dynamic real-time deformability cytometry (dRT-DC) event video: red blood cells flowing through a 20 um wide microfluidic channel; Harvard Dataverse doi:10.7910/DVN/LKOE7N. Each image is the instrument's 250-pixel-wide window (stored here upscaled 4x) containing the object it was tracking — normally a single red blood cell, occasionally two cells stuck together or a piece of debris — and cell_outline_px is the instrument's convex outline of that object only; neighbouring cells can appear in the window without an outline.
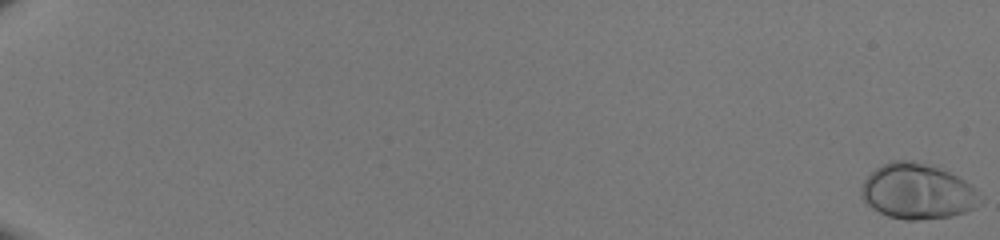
{"species": "human", "species_latin": "Homo sapiens", "temperature_condition": "room temperature", "stored_images_in_passage": 52, "camera_frame_rate_fps": 3000, "um_per_image_px": 0.085, "donor": {"sex": "male"}, "frame": {"image": 1, "passage_image": 1, "time_ms": 0.0, "image_size_px": [1000, 240], "cell_outline_px": [[984, 200], [972, 208], [964, 212], [952, 216], [916, 220], [904, 220], [888, 216], [872, 208], [860, 196], [860, 188], [864, 180], [876, 168], [892, 160], [912, 160], [948, 172], [964, 180], [976, 188]], "centroid_in_image_um": [77.98, 16.28], "position_along_channel_um": 7.0, "area_um2": 38.21}}
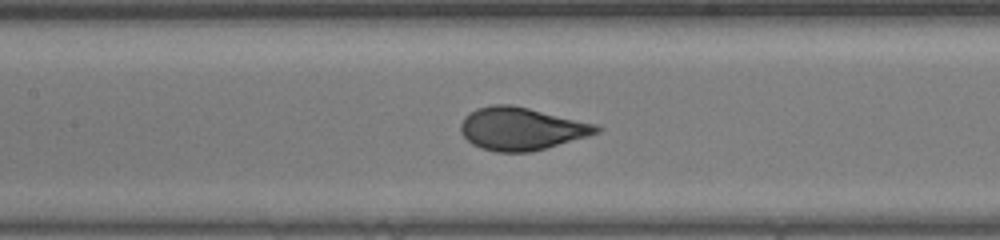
{"frame": {"image": 2, "passage_image": 29, "time_ms": 9.333, "image_size_px": [1000, 240], "cell_outline_px": [[604, 128], [600, 132], [588, 136], [532, 152], [496, 152], [480, 148], [472, 144], [460, 132], [460, 124], [464, 116], [468, 112], [476, 108], [492, 104], [512, 104], [600, 124]], "centroid_in_image_um": [44.34, 10.93], "position_along_channel_um": 163.1, "area_um2": 34.39}}
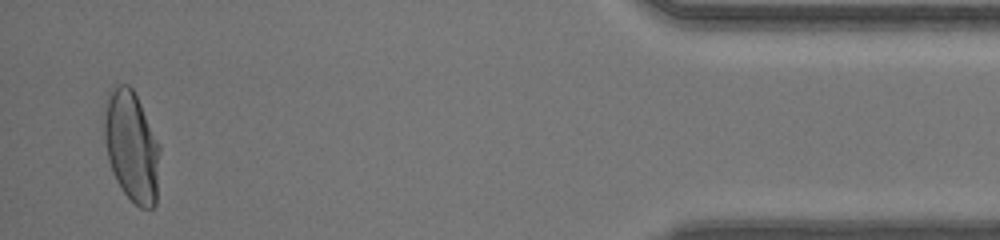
{"frame": {"image": 3, "passage_image": 51, "time_ms": 16.667, "image_size_px": [1000, 240], "cell_outline_px": [[160, 152], [156, 204], [152, 208], [140, 208], [120, 188], [112, 172], [108, 160], [104, 140], [104, 100], [108, 88], [112, 84], [128, 84], [132, 88], [160, 144]], "centroid_in_image_um": [11.16, 12.39], "position_along_channel_um": 424.0, "area_um2": 36.41}}